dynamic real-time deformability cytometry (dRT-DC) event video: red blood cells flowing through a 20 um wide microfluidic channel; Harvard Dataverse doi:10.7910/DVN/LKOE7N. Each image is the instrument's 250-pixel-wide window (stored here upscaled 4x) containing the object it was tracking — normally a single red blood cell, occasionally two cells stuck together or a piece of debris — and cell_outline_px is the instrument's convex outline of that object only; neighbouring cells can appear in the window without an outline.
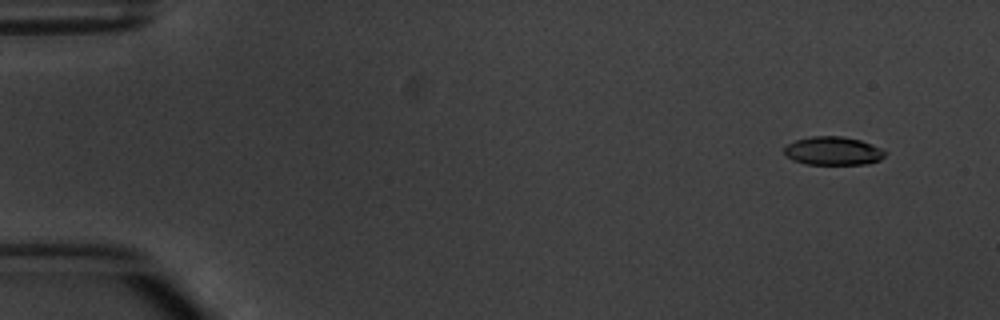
{"species": "common noctule bat (a hibernating species)", "species_latin": "Nyctalus noctula", "temperature_condition": "warm", "stored_images_in_passage": 8, "camera_frame_rate_fps": 3000, "um_per_image_px": 0.085, "animal": {"sex": "male", "body_mass_g": 20.1, "forearm_length_mm": 53.5}, "frame": {"image": 1, "passage_image": 2, "time_ms": 1.333, "image_size_px": [1000, 320], "cell_outline_px": [[888, 152], [880, 160], [868, 164], [808, 164], [792, 160], [784, 152], [784, 148], [788, 144], [796, 140], [812, 136], [844, 136], [860, 140], [872, 144]], "centroid_in_image_um": [70.84, 12.82], "position_along_channel_um": 14.2, "area_um2": 16.7}}
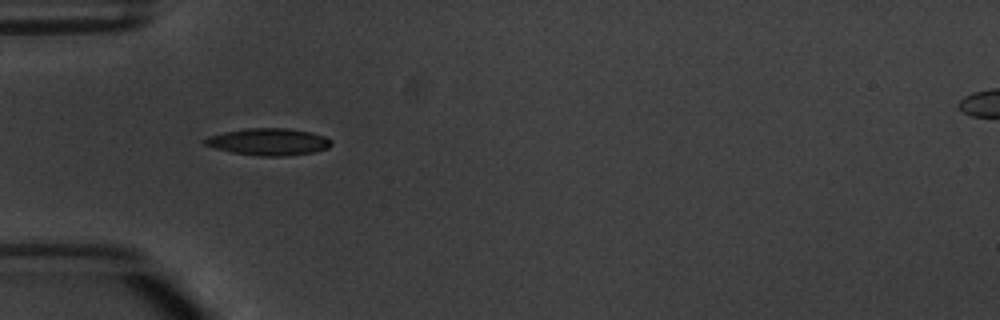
{"frame": {"image": 2, "passage_image": 5, "time_ms": 5.667, "image_size_px": [1000, 320], "cell_outline_px": [[332, 144], [328, 148], [312, 152], [284, 156], [260, 156], [232, 152], [212, 148], [204, 144], [200, 140], [208, 136], [224, 132], [248, 128], [288, 128], [312, 132], [324, 136], [332, 140]], "centroid_in_image_um": [22.8, 12.05], "position_along_channel_um": 62.2, "area_um2": 20.0}}